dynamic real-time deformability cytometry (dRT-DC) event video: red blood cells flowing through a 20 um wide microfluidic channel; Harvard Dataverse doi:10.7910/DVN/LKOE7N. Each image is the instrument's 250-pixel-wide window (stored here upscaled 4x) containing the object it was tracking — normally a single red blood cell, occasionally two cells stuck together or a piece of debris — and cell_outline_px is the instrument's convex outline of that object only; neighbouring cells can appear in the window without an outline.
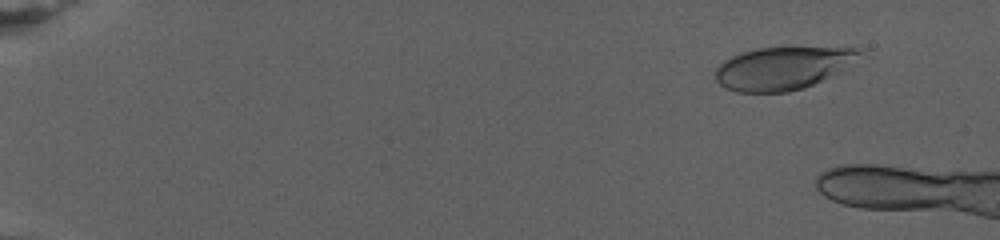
{"species": "human", "species_latin": "Homo sapiens", "temperature_condition": "warm", "stored_images_in_passage": 33, "camera_frame_rate_fps": 3000, "um_per_image_px": 0.085, "donor": {"sex": "female"}, "frame": {"image": 1, "passage_image": 8, "time_ms": 2.333, "image_size_px": [1000, 240], "cell_outline_px": [[864, 52], [836, 72], [804, 88], [788, 92], [736, 92], [724, 88], [716, 80], [716, 68], [724, 60], [732, 56], [756, 48], [864, 48]], "centroid_in_image_um": [66.45, 5.8], "position_along_channel_um": 18.6, "area_um2": 35.14}}
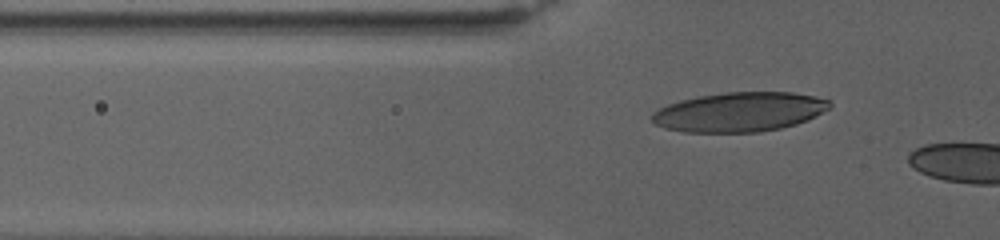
{"frame": {"image": 2, "passage_image": 29, "time_ms": 9.333, "image_size_px": [1000, 240], "cell_outline_px": [[832, 108], [808, 120], [796, 124], [780, 128], [760, 132], [684, 132], [664, 128], [656, 124], [652, 120], [652, 112], [668, 104], [680, 100], [696, 96], [728, 92], [792, 92], [816, 96], [832, 100]], "centroid_in_image_um": [62.9, 9.51], "position_along_channel_um": 62.9, "area_um2": 41.21}}